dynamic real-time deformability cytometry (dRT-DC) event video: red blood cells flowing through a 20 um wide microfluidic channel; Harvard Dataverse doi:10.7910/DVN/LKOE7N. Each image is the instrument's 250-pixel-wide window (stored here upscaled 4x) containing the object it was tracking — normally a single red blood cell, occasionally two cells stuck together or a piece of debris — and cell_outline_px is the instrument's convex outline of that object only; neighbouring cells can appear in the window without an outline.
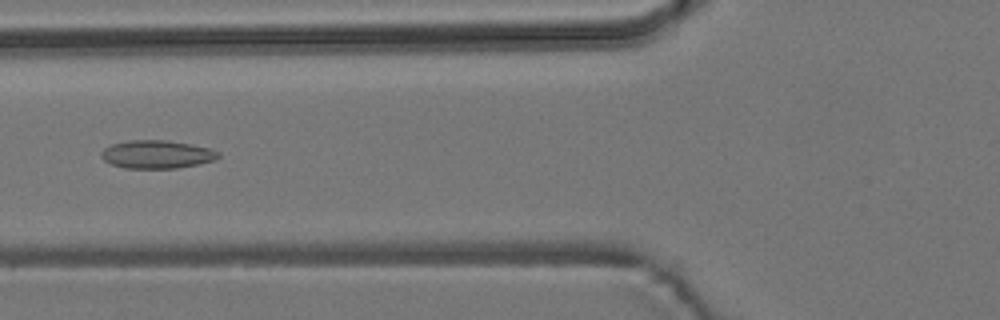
{"species": "common noctule bat (a hibernating species)", "species_latin": "Nyctalus noctula", "temperature_condition": "room temperature", "stored_images_in_passage": 8, "camera_frame_rate_fps": 3000, "um_per_image_px": 0.085, "animal": {"sex": "male", "body_mass_g": 19.2, "forearm_length_mm": 51.8}, "frame": {"image": 1, "passage_image": 4, "time_ms": 4.667, "image_size_px": [1000, 320], "cell_outline_px": [[220, 156], [216, 160], [176, 168], [124, 168], [112, 164], [104, 160], [100, 156], [100, 152], [104, 148], [112, 144], [128, 140], [164, 140], [192, 144], [208, 148], [220, 152]], "centroid_in_image_um": [13.32, 13.11], "position_along_channel_um": 112.5, "area_um2": 19.19}}
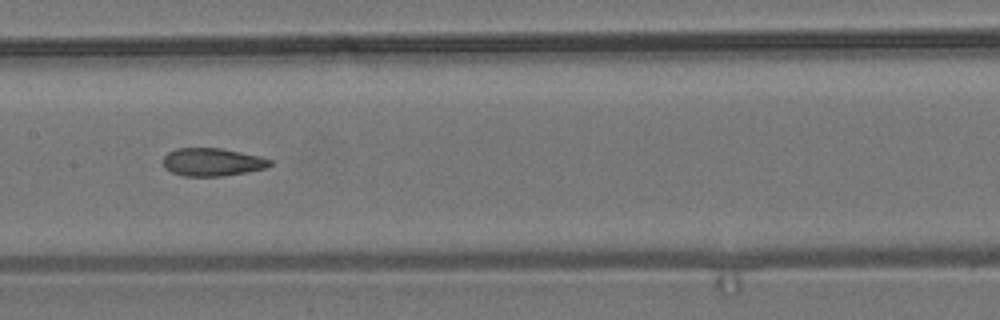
{"frame": {"image": 2, "passage_image": 6, "time_ms": 6.667, "image_size_px": [1000, 320], "cell_outline_px": [[272, 164], [264, 168], [248, 172], [224, 176], [184, 176], [172, 172], [164, 168], [164, 156], [168, 152], [176, 148], [220, 148], [260, 156], [272, 160]], "centroid_in_image_um": [18.04, 13.78], "position_along_channel_um": 189.4, "area_um2": 17.4}}
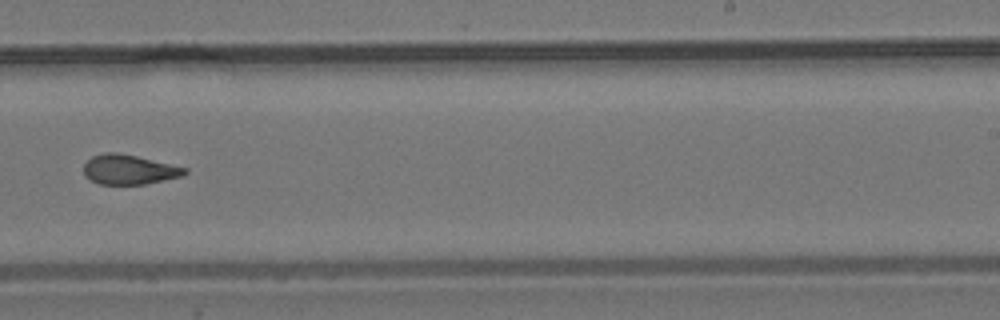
{"frame": {"image": 3, "passage_image": 8, "time_ms": 9.0, "image_size_px": [1000, 320], "cell_outline_px": [[188, 172], [184, 176], [144, 184], [100, 184], [84, 176], [84, 164], [92, 156], [104, 152], [116, 152], [136, 156], [188, 168]], "centroid_in_image_um": [10.98, 14.41], "position_along_channel_um": 278.0, "area_um2": 17.46}}